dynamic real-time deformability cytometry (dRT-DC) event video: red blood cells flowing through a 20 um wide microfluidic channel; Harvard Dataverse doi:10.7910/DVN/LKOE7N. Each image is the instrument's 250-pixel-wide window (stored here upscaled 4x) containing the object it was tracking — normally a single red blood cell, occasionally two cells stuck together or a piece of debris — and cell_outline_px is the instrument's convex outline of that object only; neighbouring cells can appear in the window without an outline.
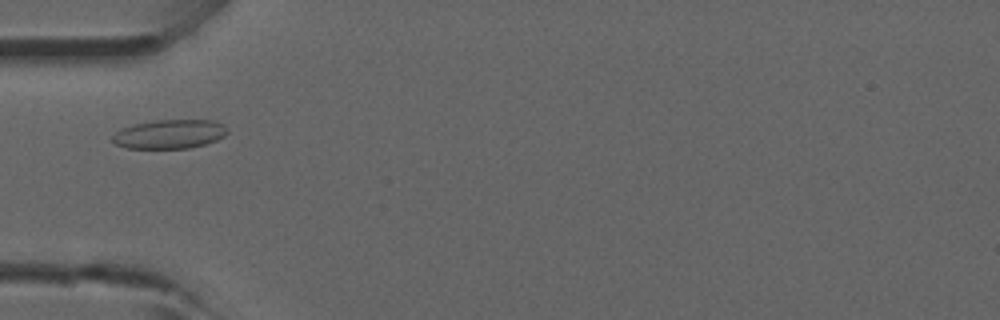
{"species": "common noctule bat (a hibernating species)", "species_latin": "Nyctalus noctula", "temperature_condition": "room temperature", "stored_images_in_passage": 4, "camera_frame_rate_fps": 3000, "um_per_image_px": 0.085, "animal": {"sex": "male", "forearm_length_mm": 52.5}, "frame": {"image": 1, "passage_image": 4, "time_ms": 1.0, "image_size_px": [1000, 320], "cell_outline_px": [[228, 132], [224, 136], [216, 140], [204, 144], [188, 148], [124, 148], [116, 144], [112, 140], [112, 136], [120, 128], [136, 124], [156, 120], [212, 120], [224, 124], [228, 128]], "centroid_in_image_um": [14.42, 11.39], "position_along_channel_um": 70.6, "area_um2": 19.42}}